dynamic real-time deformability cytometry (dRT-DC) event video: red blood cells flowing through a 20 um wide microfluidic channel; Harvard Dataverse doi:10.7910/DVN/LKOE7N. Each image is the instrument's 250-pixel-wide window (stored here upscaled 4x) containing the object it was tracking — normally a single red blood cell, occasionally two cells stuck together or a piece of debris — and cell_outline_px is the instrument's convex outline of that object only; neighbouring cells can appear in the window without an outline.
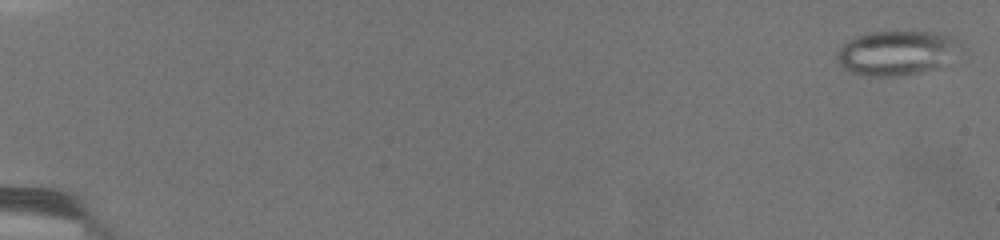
{"species": "common noctule bat (a hibernating species)", "species_latin": "Nyctalus noctula", "temperature_condition": "warm", "stored_images_in_passage": 82, "camera_frame_rate_fps": 3000, "um_per_image_px": 0.085, "animal": {"sex": "female", "body_mass_g": 19.5, "forearm_length_mm": 54.1}, "frame": {"image": 1, "passage_image": 2, "time_ms": 0.333, "image_size_px": [1000, 240], "cell_outline_px": [[960, 44], [932, 68], [916, 72], [896, 76], [868, 76], [852, 72], [844, 68], [840, 64], [836, 56], [840, 48], [848, 40], [856, 36], [868, 32], [936, 32], [960, 40]], "centroid_in_image_um": [76.06, 4.47], "position_along_channel_um": 8.9, "area_um2": 30.58}}
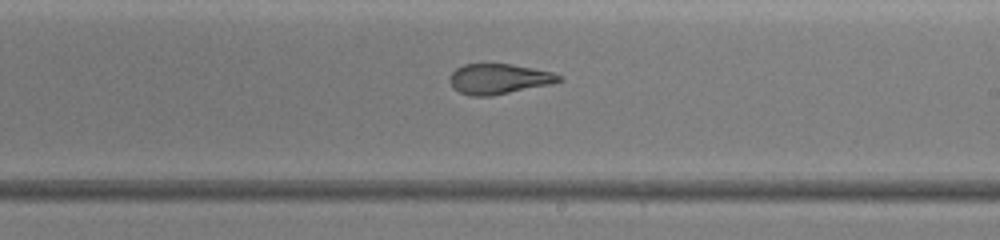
{"frame": {"image": 2, "passage_image": 52, "time_ms": 15.0, "image_size_px": [1000, 240], "cell_outline_px": [[564, 80], [552, 84], [492, 96], [472, 96], [460, 92], [452, 84], [452, 72], [456, 68], [464, 64], [512, 64], [552, 72], [564, 76]], "centroid_in_image_um": [42.49, 6.71], "position_along_channel_um": 246.5, "area_um2": 19.13}}
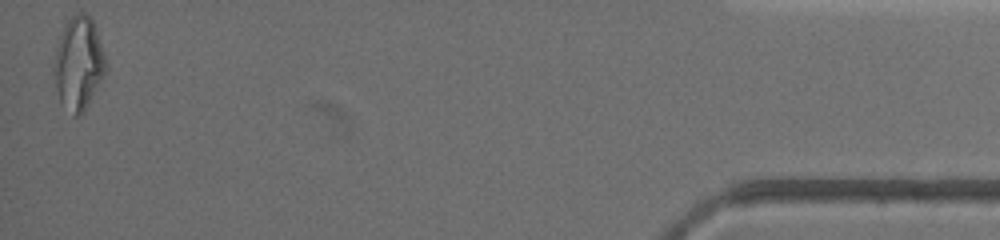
{"frame": {"image": 3, "passage_image": 81, "time_ms": 23.667, "image_size_px": [1000, 240], "cell_outline_px": [[104, 72], [84, 112], [76, 116], [72, 116], [60, 100], [56, 88], [52, 72], [52, 68], [56, 48], [60, 36], [68, 20], [76, 12], [80, 12], [88, 16], [92, 20], [96, 28], [104, 56]], "centroid_in_image_um": [6.63, 5.4], "position_along_channel_um": 428.6, "area_um2": 27.4}, "authors_computed_cell_mechanics": {"area_um2": 24.5361, "velocity_mm_per_s": 3.0095, "shape_relaxation_time_tau1_ms": null, "shape_relaxation_time_tau2_ms": 1.7777, "deformation_change_tau1": null, "deformation_change_tau2": 0.0949}}